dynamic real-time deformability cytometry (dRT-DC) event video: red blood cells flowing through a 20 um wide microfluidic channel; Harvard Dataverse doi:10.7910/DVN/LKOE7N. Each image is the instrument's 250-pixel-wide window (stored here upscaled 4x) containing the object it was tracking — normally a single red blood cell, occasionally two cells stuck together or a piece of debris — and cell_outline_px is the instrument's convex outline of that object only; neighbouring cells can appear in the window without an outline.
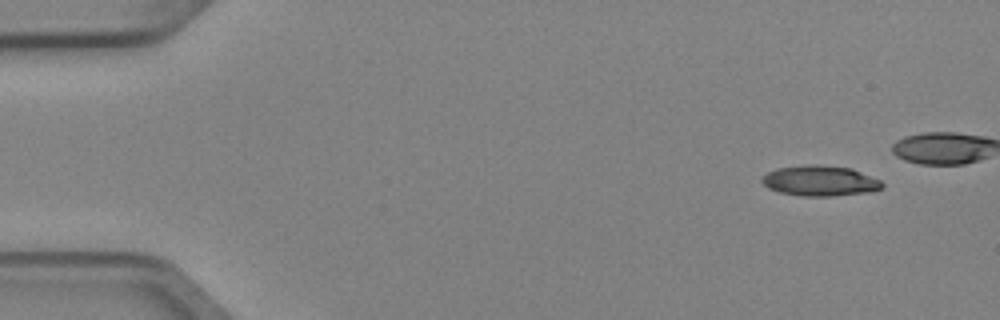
{"species": "Egyptian fruit bat (a non-hibernating species)", "species_latin": "Rousettus aegyptiacus", "temperature_condition": "cold", "stored_images_in_passage": 5, "camera_frame_rate_fps": 3000, "um_per_image_px": 0.085, "animal": {"sex": "female"}, "frame": {"image": 1, "passage_image": 1, "time_ms": 0.0, "image_size_px": [1000, 320], "cell_outline_px": [[884, 188], [872, 192], [832, 196], [800, 196], [780, 192], [768, 188], [760, 180], [760, 176], [768, 172], [780, 168], [808, 164], [816, 164], [852, 168], [880, 180], [884, 184]], "centroid_in_image_um": [69.72, 15.37], "position_along_channel_um": 15.3, "area_um2": 21.5}}
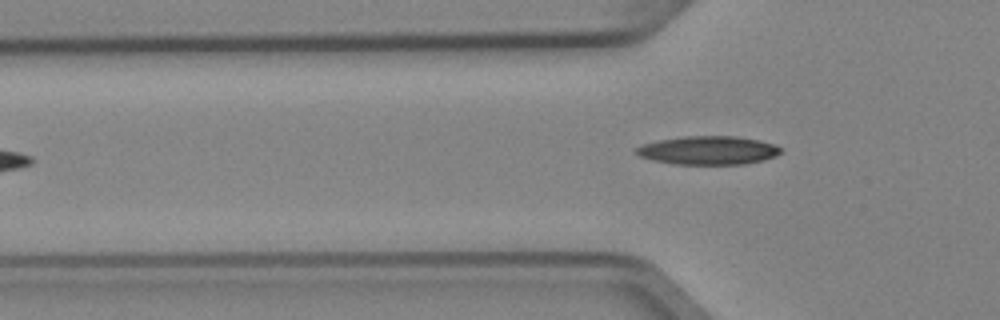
{"frame": {"image": 2, "passage_image": 5, "time_ms": 1.333, "image_size_px": [1000, 320], "cell_outline_px": [[780, 152], [776, 156], [764, 160], [744, 164], [672, 164], [652, 160], [640, 156], [636, 152], [636, 148], [644, 144], [660, 140], [684, 136], [736, 136], [760, 140], [776, 144], [780, 148]], "centroid_in_image_um": [60.23, 12.78], "position_along_channel_um": 65.6, "area_um2": 23.99}}